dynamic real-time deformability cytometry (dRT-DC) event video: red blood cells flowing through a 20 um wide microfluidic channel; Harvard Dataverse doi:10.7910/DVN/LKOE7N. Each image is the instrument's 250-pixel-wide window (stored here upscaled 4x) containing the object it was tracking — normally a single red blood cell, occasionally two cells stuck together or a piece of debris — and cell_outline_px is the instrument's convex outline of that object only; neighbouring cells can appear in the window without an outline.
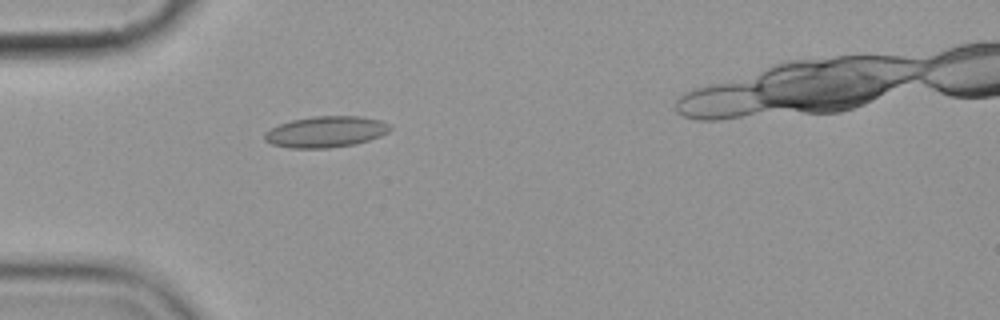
{"species": "common noctule bat (a hibernating species)", "species_latin": "Nyctalus noctula", "temperature_condition": "cold", "stored_images_in_passage": 3, "camera_frame_rate_fps": 3000, "um_per_image_px": 0.085, "animal": {"sex": "female", "body_mass_g": 19.9}, "frame": {"image": 1, "passage_image": 3, "time_ms": 2.333, "image_size_px": [1000, 320], "cell_outline_px": [[392, 128], [388, 132], [380, 136], [368, 140], [352, 144], [328, 148], [288, 148], [272, 144], [264, 140], [264, 132], [280, 124], [292, 120], [312, 116], [360, 116], [380, 120], [388, 124]], "centroid_in_image_um": [27.67, 11.2], "position_along_channel_um": 57.3, "area_um2": 22.66}}